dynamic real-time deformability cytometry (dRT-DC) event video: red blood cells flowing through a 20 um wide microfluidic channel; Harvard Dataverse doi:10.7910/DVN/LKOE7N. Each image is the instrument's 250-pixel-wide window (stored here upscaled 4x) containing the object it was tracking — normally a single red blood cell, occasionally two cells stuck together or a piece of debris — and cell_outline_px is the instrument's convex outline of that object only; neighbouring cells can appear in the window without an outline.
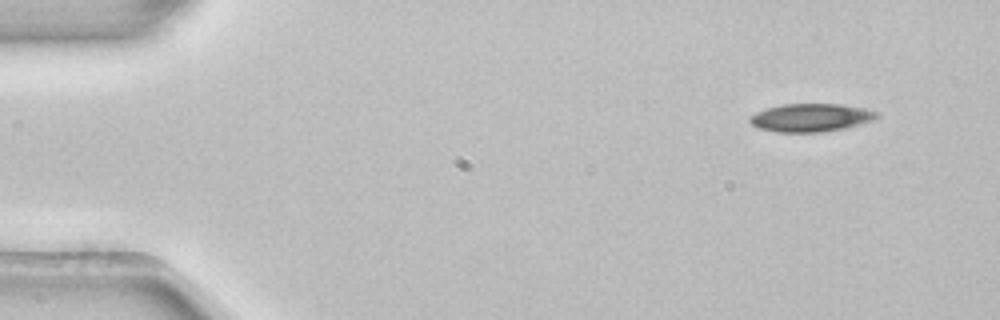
{"species": "common noctule bat (a hibernating species)", "species_latin": "Nyctalus noctula", "temperature_condition": "room temperature", "stored_images_in_passage": 4, "camera_frame_rate_fps": 3000, "um_per_image_px": 0.085, "animal": {"sex": "female", "body_mass_g": 22.7, "forearm_length_mm": 54.2}, "frame": {"image": 1, "passage_image": 1, "time_ms": 0.0, "image_size_px": [1000, 320], "cell_outline_px": [[880, 116], [872, 120], [844, 128], [820, 132], [776, 132], [756, 128], [748, 120], [748, 116], [764, 108], [780, 104], [840, 104], [880, 112]], "centroid_in_image_um": [68.84, 9.99], "position_along_channel_um": 16.2, "area_um2": 20.87}}
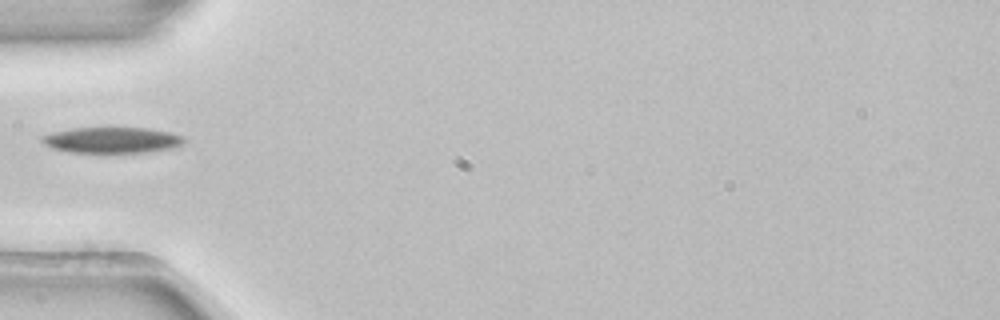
{"frame": {"image": 2, "passage_image": 4, "time_ms": 1.0, "image_size_px": [1000, 320], "cell_outline_px": [[184, 140], [180, 144], [168, 148], [140, 152], [72, 152], [52, 148], [44, 144], [40, 140], [40, 136], [52, 132], [72, 128], [144, 128], [168, 132], [184, 136]], "centroid_in_image_um": [9.42, 11.89], "position_along_channel_um": 75.6, "area_um2": 20.98}}